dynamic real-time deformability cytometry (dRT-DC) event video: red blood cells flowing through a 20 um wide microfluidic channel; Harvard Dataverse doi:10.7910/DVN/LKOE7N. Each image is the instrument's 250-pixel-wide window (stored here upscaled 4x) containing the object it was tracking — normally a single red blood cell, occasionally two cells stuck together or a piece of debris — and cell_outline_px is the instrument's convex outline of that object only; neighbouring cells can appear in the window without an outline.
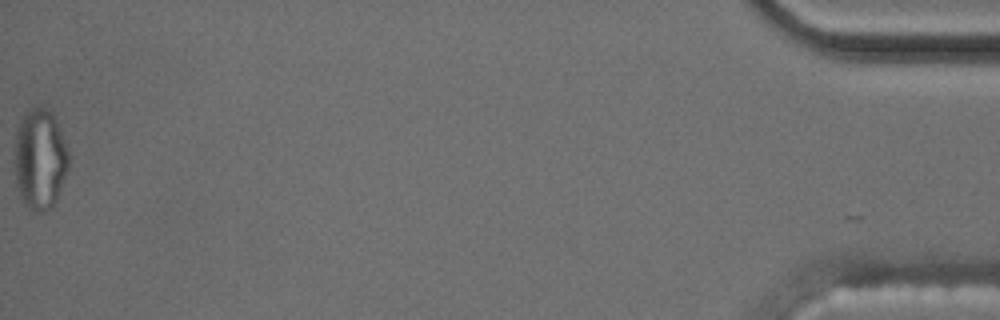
{"species": "common noctule bat (a hibernating species)", "species_latin": "Nyctalus noctula", "temperature_condition": "cold", "stored_images_in_passage": 40, "segment_of_instrument_passage": [2, 2], "camera_frame_rate_fps": 3000, "um_per_image_px": 0.085, "animal": {"sex": "male", "body_mass_g": 17.5, "forearm_length_mm": 52.3}, "frame": {"image": 1, "passage_image": 40, "time_ms": 13.0, "image_size_px": [1000, 320], "cell_outline_px": [[68, 168], [56, 200], [52, 208], [44, 212], [36, 212], [28, 208], [24, 204], [16, 184], [16, 128], [24, 112], [32, 108], [44, 108], [52, 112], [56, 120], [68, 152]], "centroid_in_image_um": [3.39, 13.54], "position_along_channel_um": 431.8, "area_um2": 31.39}}